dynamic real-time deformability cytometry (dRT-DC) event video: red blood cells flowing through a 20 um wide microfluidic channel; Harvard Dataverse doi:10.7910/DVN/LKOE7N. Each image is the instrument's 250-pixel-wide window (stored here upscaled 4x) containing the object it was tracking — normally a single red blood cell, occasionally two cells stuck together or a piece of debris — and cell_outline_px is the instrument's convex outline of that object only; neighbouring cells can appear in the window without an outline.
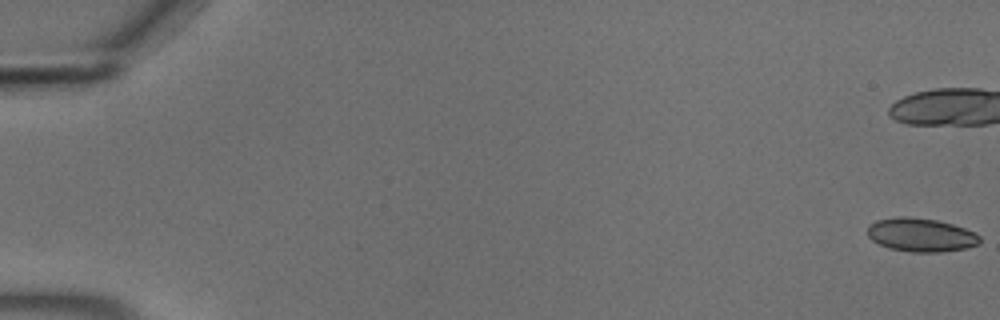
{"species": "common noctule bat (a hibernating species)", "species_latin": "Nyctalus noctula", "temperature_condition": "cold", "stored_images_in_passage": 19, "camera_frame_rate_fps": 3000, "um_per_image_px": 0.085, "animal": {"sex": "male", "body_mass_g": 18.8}, "frame": {"image": 1, "passage_image": 1, "time_ms": 0.0, "image_size_px": [1000, 320], "cell_outline_px": [[980, 244], [964, 248], [940, 252], [912, 252], [888, 248], [872, 240], [868, 236], [868, 224], [876, 220], [896, 216], [908, 216], [936, 220], [952, 224], [976, 232], [980, 236]], "centroid_in_image_um": [78.27, 19.96], "position_along_channel_um": 6.7, "area_um2": 22.08}}